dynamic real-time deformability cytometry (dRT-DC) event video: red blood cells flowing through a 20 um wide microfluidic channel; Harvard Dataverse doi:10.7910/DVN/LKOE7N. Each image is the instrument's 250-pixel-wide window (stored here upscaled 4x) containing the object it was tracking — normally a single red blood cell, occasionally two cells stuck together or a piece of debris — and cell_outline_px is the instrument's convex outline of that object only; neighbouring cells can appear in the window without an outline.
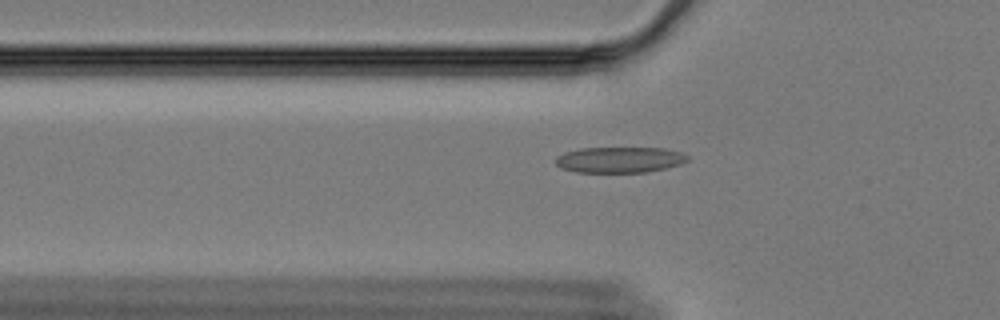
{"species": "Egyptian fruit bat (a non-hibernating species)", "species_latin": "Rousettus aegyptiacus", "temperature_condition": "cold", "stored_images_in_passage": 47, "camera_frame_rate_fps": 3000, "um_per_image_px": 0.085, "animal": {"sex": "female"}, "frame": {"image": 1, "passage_image": 7, "time_ms": 2.0, "image_size_px": [1000, 320], "cell_outline_px": [[688, 160], [680, 164], [648, 172], [576, 172], [560, 168], [556, 164], [556, 156], [564, 152], [580, 148], [664, 148], [684, 152], [688, 156]], "centroid_in_image_um": [52.66, 13.57], "position_along_channel_um": 73.1, "area_um2": 19.94}}
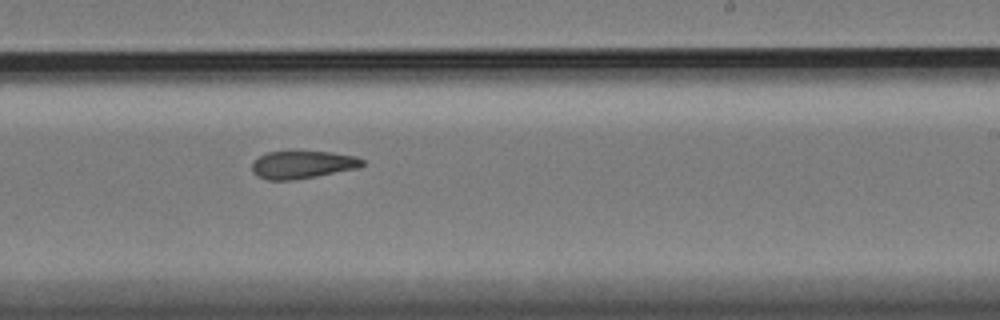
{"frame": {"image": 2, "passage_image": 24, "time_ms": 7.667, "image_size_px": [1000, 320], "cell_outline_px": [[364, 164], [360, 168], [316, 176], [292, 180], [268, 180], [256, 176], [252, 172], [252, 160], [268, 152], [288, 148], [296, 148], [332, 152], [356, 156], [364, 160]], "centroid_in_image_um": [25.69, 13.94], "position_along_channel_um": 263.3, "area_um2": 18.9}}
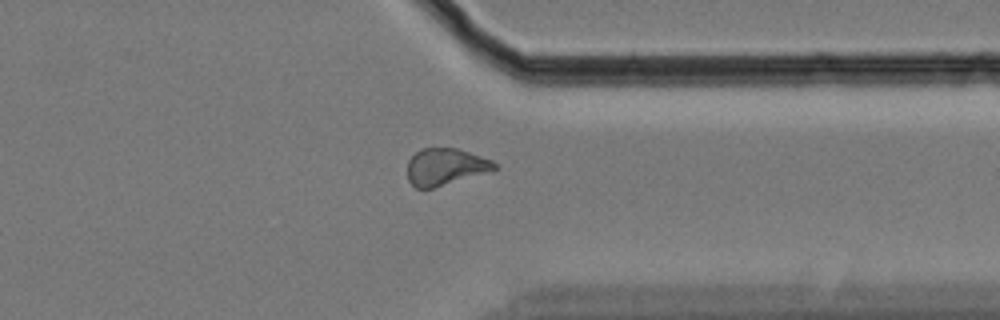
{"frame": {"image": 3, "passage_image": 34, "time_ms": 11.0, "image_size_px": [1000, 320], "cell_outline_px": [[500, 168], [492, 172], [432, 188], [416, 188], [408, 180], [408, 160], [416, 152], [424, 148], [456, 148], [492, 160]], "centroid_in_image_um": [37.9, 14.19], "position_along_channel_um": 373.5, "area_um2": 18.79}, "authors_computed_cell_mechanics": {"area_um2": 18.785, "velocity_mm_per_s": 3.344, "shape_relaxation_time_tau1_ms": null, "shape_relaxation_time_tau2_ms": 3.1855, "deformation_change_tau1": null, "deformation_change_tau2": 0.0929}}